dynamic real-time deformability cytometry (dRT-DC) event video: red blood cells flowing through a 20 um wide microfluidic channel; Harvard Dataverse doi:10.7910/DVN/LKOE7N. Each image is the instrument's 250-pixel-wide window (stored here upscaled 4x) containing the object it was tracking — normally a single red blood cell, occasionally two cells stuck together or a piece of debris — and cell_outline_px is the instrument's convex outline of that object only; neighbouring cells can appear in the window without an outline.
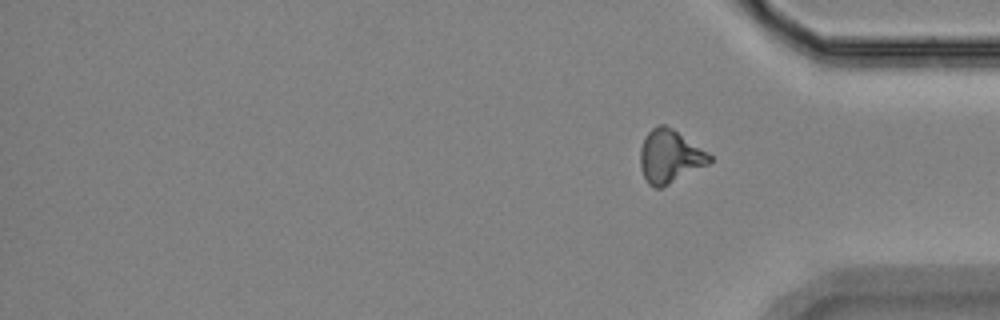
{"species": "Egyptian fruit bat (a non-hibernating species)", "species_latin": "Rousettus aegyptiacus", "temperature_condition": "room temperature", "stored_images_in_passage": 16, "segment_of_instrument_passage": [2, 2], "camera_frame_rate_fps": 3000, "um_per_image_px": 0.085, "animal": {"sex": "female"}, "frame": {"image": 1, "passage_image": 16, "time_ms": 18.667, "image_size_px": [1000, 320], "cell_outline_px": [[712, 160], [708, 164], [660, 188], [652, 188], [648, 184], [640, 168], [640, 148], [648, 132], [652, 128], [660, 124], [664, 124], [672, 128], [708, 152], [712, 156]], "centroid_in_image_um": [56.92, 13.29], "position_along_channel_um": 378.3, "area_um2": 21.27}}